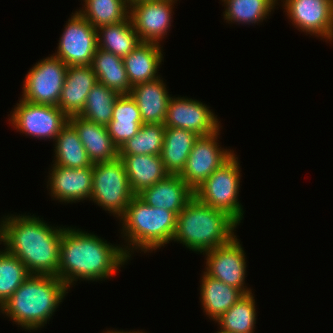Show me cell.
I'll return each mask as SVG.
<instances>
[{"label": "cell", "mask_w": 333, "mask_h": 333, "mask_svg": "<svg viewBox=\"0 0 333 333\" xmlns=\"http://www.w3.org/2000/svg\"><path fill=\"white\" fill-rule=\"evenodd\" d=\"M110 244L95 234L75 228H64L57 277L67 288L78 279L102 281L111 278L130 258L123 246Z\"/></svg>", "instance_id": "cell-1"}, {"label": "cell", "mask_w": 333, "mask_h": 333, "mask_svg": "<svg viewBox=\"0 0 333 333\" xmlns=\"http://www.w3.org/2000/svg\"><path fill=\"white\" fill-rule=\"evenodd\" d=\"M5 217L2 219L5 250L19 258L31 275L57 277L64 227L52 228L34 214Z\"/></svg>", "instance_id": "cell-2"}, {"label": "cell", "mask_w": 333, "mask_h": 333, "mask_svg": "<svg viewBox=\"0 0 333 333\" xmlns=\"http://www.w3.org/2000/svg\"><path fill=\"white\" fill-rule=\"evenodd\" d=\"M68 290L56 276L30 274L0 307V312L23 329L37 330L47 324Z\"/></svg>", "instance_id": "cell-3"}, {"label": "cell", "mask_w": 333, "mask_h": 333, "mask_svg": "<svg viewBox=\"0 0 333 333\" xmlns=\"http://www.w3.org/2000/svg\"><path fill=\"white\" fill-rule=\"evenodd\" d=\"M237 225L227 212L204 205L194 197L177 215L173 240L204 254L233 240Z\"/></svg>", "instance_id": "cell-4"}, {"label": "cell", "mask_w": 333, "mask_h": 333, "mask_svg": "<svg viewBox=\"0 0 333 333\" xmlns=\"http://www.w3.org/2000/svg\"><path fill=\"white\" fill-rule=\"evenodd\" d=\"M120 221L123 223L122 233L124 235L122 236L126 237L124 240L126 239L127 245H129V247H123V250L131 258L132 249L146 253L160 249L172 241L176 230L177 214L149 206L135 195Z\"/></svg>", "instance_id": "cell-5"}, {"label": "cell", "mask_w": 333, "mask_h": 333, "mask_svg": "<svg viewBox=\"0 0 333 333\" xmlns=\"http://www.w3.org/2000/svg\"><path fill=\"white\" fill-rule=\"evenodd\" d=\"M236 156L234 153L196 188L194 197L204 205L227 212L241 223L244 211L238 201L241 171Z\"/></svg>", "instance_id": "cell-6"}, {"label": "cell", "mask_w": 333, "mask_h": 333, "mask_svg": "<svg viewBox=\"0 0 333 333\" xmlns=\"http://www.w3.org/2000/svg\"><path fill=\"white\" fill-rule=\"evenodd\" d=\"M128 176L118 157L107 162L93 164V182L90 200L105 211L121 218L132 198Z\"/></svg>", "instance_id": "cell-7"}, {"label": "cell", "mask_w": 333, "mask_h": 333, "mask_svg": "<svg viewBox=\"0 0 333 333\" xmlns=\"http://www.w3.org/2000/svg\"><path fill=\"white\" fill-rule=\"evenodd\" d=\"M67 68L54 55L38 61L25 76L22 99L35 104L57 106Z\"/></svg>", "instance_id": "cell-8"}, {"label": "cell", "mask_w": 333, "mask_h": 333, "mask_svg": "<svg viewBox=\"0 0 333 333\" xmlns=\"http://www.w3.org/2000/svg\"><path fill=\"white\" fill-rule=\"evenodd\" d=\"M10 115V123L21 133L39 139H54L69 117L58 107L35 104L20 98Z\"/></svg>", "instance_id": "cell-9"}, {"label": "cell", "mask_w": 333, "mask_h": 333, "mask_svg": "<svg viewBox=\"0 0 333 333\" xmlns=\"http://www.w3.org/2000/svg\"><path fill=\"white\" fill-rule=\"evenodd\" d=\"M59 40L58 57L67 66L91 65L98 48L97 29L78 11L67 21Z\"/></svg>", "instance_id": "cell-10"}, {"label": "cell", "mask_w": 333, "mask_h": 333, "mask_svg": "<svg viewBox=\"0 0 333 333\" xmlns=\"http://www.w3.org/2000/svg\"><path fill=\"white\" fill-rule=\"evenodd\" d=\"M219 131L198 137L179 175L193 191L234 154L218 145Z\"/></svg>", "instance_id": "cell-11"}, {"label": "cell", "mask_w": 333, "mask_h": 333, "mask_svg": "<svg viewBox=\"0 0 333 333\" xmlns=\"http://www.w3.org/2000/svg\"><path fill=\"white\" fill-rule=\"evenodd\" d=\"M245 254L240 241L235 237L229 243L204 253L207 256L204 273L239 289L244 295L252 293L250 288L244 286L246 277Z\"/></svg>", "instance_id": "cell-12"}, {"label": "cell", "mask_w": 333, "mask_h": 333, "mask_svg": "<svg viewBox=\"0 0 333 333\" xmlns=\"http://www.w3.org/2000/svg\"><path fill=\"white\" fill-rule=\"evenodd\" d=\"M175 1L138 0L130 3L129 16L141 42L160 44L170 29Z\"/></svg>", "instance_id": "cell-13"}, {"label": "cell", "mask_w": 333, "mask_h": 333, "mask_svg": "<svg viewBox=\"0 0 333 333\" xmlns=\"http://www.w3.org/2000/svg\"><path fill=\"white\" fill-rule=\"evenodd\" d=\"M293 26L310 35L333 40V0H283Z\"/></svg>", "instance_id": "cell-14"}, {"label": "cell", "mask_w": 333, "mask_h": 333, "mask_svg": "<svg viewBox=\"0 0 333 333\" xmlns=\"http://www.w3.org/2000/svg\"><path fill=\"white\" fill-rule=\"evenodd\" d=\"M220 122L207 105L195 99L171 97L168 103L165 127L181 128L199 136L211 135L220 129Z\"/></svg>", "instance_id": "cell-15"}, {"label": "cell", "mask_w": 333, "mask_h": 333, "mask_svg": "<svg viewBox=\"0 0 333 333\" xmlns=\"http://www.w3.org/2000/svg\"><path fill=\"white\" fill-rule=\"evenodd\" d=\"M47 186L51 196L60 202H79L90 199L93 182V166L85 168H66L53 165Z\"/></svg>", "instance_id": "cell-16"}, {"label": "cell", "mask_w": 333, "mask_h": 333, "mask_svg": "<svg viewBox=\"0 0 333 333\" xmlns=\"http://www.w3.org/2000/svg\"><path fill=\"white\" fill-rule=\"evenodd\" d=\"M137 196L149 206L166 209L178 215L194 198V191L179 175L169 174Z\"/></svg>", "instance_id": "cell-17"}, {"label": "cell", "mask_w": 333, "mask_h": 333, "mask_svg": "<svg viewBox=\"0 0 333 333\" xmlns=\"http://www.w3.org/2000/svg\"><path fill=\"white\" fill-rule=\"evenodd\" d=\"M68 122L77 131L92 164L118 158L119 148L109 136L107 126L96 124L80 115L69 117Z\"/></svg>", "instance_id": "cell-18"}, {"label": "cell", "mask_w": 333, "mask_h": 333, "mask_svg": "<svg viewBox=\"0 0 333 333\" xmlns=\"http://www.w3.org/2000/svg\"><path fill=\"white\" fill-rule=\"evenodd\" d=\"M98 82L90 65L68 66L58 107L68 116L80 115L87 95Z\"/></svg>", "instance_id": "cell-19"}, {"label": "cell", "mask_w": 333, "mask_h": 333, "mask_svg": "<svg viewBox=\"0 0 333 333\" xmlns=\"http://www.w3.org/2000/svg\"><path fill=\"white\" fill-rule=\"evenodd\" d=\"M163 80L158 78L131 88L130 96L139 108L143 124H163L171 96Z\"/></svg>", "instance_id": "cell-20"}, {"label": "cell", "mask_w": 333, "mask_h": 333, "mask_svg": "<svg viewBox=\"0 0 333 333\" xmlns=\"http://www.w3.org/2000/svg\"><path fill=\"white\" fill-rule=\"evenodd\" d=\"M118 157L123 162L134 195H138L169 175L160 155H119Z\"/></svg>", "instance_id": "cell-21"}, {"label": "cell", "mask_w": 333, "mask_h": 333, "mask_svg": "<svg viewBox=\"0 0 333 333\" xmlns=\"http://www.w3.org/2000/svg\"><path fill=\"white\" fill-rule=\"evenodd\" d=\"M162 53L160 44L142 42L123 58L125 70L132 87L159 77L157 72L163 60Z\"/></svg>", "instance_id": "cell-22"}, {"label": "cell", "mask_w": 333, "mask_h": 333, "mask_svg": "<svg viewBox=\"0 0 333 333\" xmlns=\"http://www.w3.org/2000/svg\"><path fill=\"white\" fill-rule=\"evenodd\" d=\"M198 137L199 135L189 130L165 127L160 157L168 174H181Z\"/></svg>", "instance_id": "cell-23"}, {"label": "cell", "mask_w": 333, "mask_h": 333, "mask_svg": "<svg viewBox=\"0 0 333 333\" xmlns=\"http://www.w3.org/2000/svg\"><path fill=\"white\" fill-rule=\"evenodd\" d=\"M143 125L141 114L130 94L120 95L114 103L113 116L107 130L114 143L120 148L134 137Z\"/></svg>", "instance_id": "cell-24"}, {"label": "cell", "mask_w": 333, "mask_h": 333, "mask_svg": "<svg viewBox=\"0 0 333 333\" xmlns=\"http://www.w3.org/2000/svg\"><path fill=\"white\" fill-rule=\"evenodd\" d=\"M200 301L206 315L213 321L228 311L244 294L237 288L211 278L203 272L200 285Z\"/></svg>", "instance_id": "cell-25"}, {"label": "cell", "mask_w": 333, "mask_h": 333, "mask_svg": "<svg viewBox=\"0 0 333 333\" xmlns=\"http://www.w3.org/2000/svg\"><path fill=\"white\" fill-rule=\"evenodd\" d=\"M98 48L124 58L142 42L130 16L117 24L97 28Z\"/></svg>", "instance_id": "cell-26"}, {"label": "cell", "mask_w": 333, "mask_h": 333, "mask_svg": "<svg viewBox=\"0 0 333 333\" xmlns=\"http://www.w3.org/2000/svg\"><path fill=\"white\" fill-rule=\"evenodd\" d=\"M90 66L99 83L115 90L120 95L130 94L132 86L125 70L123 58L97 48Z\"/></svg>", "instance_id": "cell-27"}, {"label": "cell", "mask_w": 333, "mask_h": 333, "mask_svg": "<svg viewBox=\"0 0 333 333\" xmlns=\"http://www.w3.org/2000/svg\"><path fill=\"white\" fill-rule=\"evenodd\" d=\"M53 165L66 168L93 166L75 128L68 122L55 138Z\"/></svg>", "instance_id": "cell-28"}, {"label": "cell", "mask_w": 333, "mask_h": 333, "mask_svg": "<svg viewBox=\"0 0 333 333\" xmlns=\"http://www.w3.org/2000/svg\"><path fill=\"white\" fill-rule=\"evenodd\" d=\"M84 9L78 12L94 27L117 24L129 17L128 0H83Z\"/></svg>", "instance_id": "cell-29"}, {"label": "cell", "mask_w": 333, "mask_h": 333, "mask_svg": "<svg viewBox=\"0 0 333 333\" xmlns=\"http://www.w3.org/2000/svg\"><path fill=\"white\" fill-rule=\"evenodd\" d=\"M253 293L245 294L218 320L220 329L229 333H254L256 307Z\"/></svg>", "instance_id": "cell-30"}, {"label": "cell", "mask_w": 333, "mask_h": 333, "mask_svg": "<svg viewBox=\"0 0 333 333\" xmlns=\"http://www.w3.org/2000/svg\"><path fill=\"white\" fill-rule=\"evenodd\" d=\"M119 96L120 94L115 90L97 82L87 95L80 116L96 124L107 126L112 119L114 103Z\"/></svg>", "instance_id": "cell-31"}, {"label": "cell", "mask_w": 333, "mask_h": 333, "mask_svg": "<svg viewBox=\"0 0 333 333\" xmlns=\"http://www.w3.org/2000/svg\"><path fill=\"white\" fill-rule=\"evenodd\" d=\"M225 20L230 23H259L273 11L278 0H222ZM277 2V3H276Z\"/></svg>", "instance_id": "cell-32"}, {"label": "cell", "mask_w": 333, "mask_h": 333, "mask_svg": "<svg viewBox=\"0 0 333 333\" xmlns=\"http://www.w3.org/2000/svg\"><path fill=\"white\" fill-rule=\"evenodd\" d=\"M163 124H143L120 148L119 155H160L164 143Z\"/></svg>", "instance_id": "cell-33"}, {"label": "cell", "mask_w": 333, "mask_h": 333, "mask_svg": "<svg viewBox=\"0 0 333 333\" xmlns=\"http://www.w3.org/2000/svg\"><path fill=\"white\" fill-rule=\"evenodd\" d=\"M29 275L26 266L19 258L9 254L5 249L0 252V307Z\"/></svg>", "instance_id": "cell-34"}, {"label": "cell", "mask_w": 333, "mask_h": 333, "mask_svg": "<svg viewBox=\"0 0 333 333\" xmlns=\"http://www.w3.org/2000/svg\"><path fill=\"white\" fill-rule=\"evenodd\" d=\"M104 333H144V332H140V331H134V332H133V331H132V332H131V331H129V332L126 331V332H125V331H123V330H122V331H118V330H117V331H113V330H112V331H106V332H104Z\"/></svg>", "instance_id": "cell-35"}, {"label": "cell", "mask_w": 333, "mask_h": 333, "mask_svg": "<svg viewBox=\"0 0 333 333\" xmlns=\"http://www.w3.org/2000/svg\"><path fill=\"white\" fill-rule=\"evenodd\" d=\"M3 242V221H0V244ZM1 252V251H0Z\"/></svg>", "instance_id": "cell-36"}, {"label": "cell", "mask_w": 333, "mask_h": 333, "mask_svg": "<svg viewBox=\"0 0 333 333\" xmlns=\"http://www.w3.org/2000/svg\"><path fill=\"white\" fill-rule=\"evenodd\" d=\"M217 333H229V332H226V331H223L220 329V331H217Z\"/></svg>", "instance_id": "cell-37"}, {"label": "cell", "mask_w": 333, "mask_h": 333, "mask_svg": "<svg viewBox=\"0 0 333 333\" xmlns=\"http://www.w3.org/2000/svg\"><path fill=\"white\" fill-rule=\"evenodd\" d=\"M135 1H138V0H128L129 4H130V3H133V2H135Z\"/></svg>", "instance_id": "cell-38"}]
</instances>
